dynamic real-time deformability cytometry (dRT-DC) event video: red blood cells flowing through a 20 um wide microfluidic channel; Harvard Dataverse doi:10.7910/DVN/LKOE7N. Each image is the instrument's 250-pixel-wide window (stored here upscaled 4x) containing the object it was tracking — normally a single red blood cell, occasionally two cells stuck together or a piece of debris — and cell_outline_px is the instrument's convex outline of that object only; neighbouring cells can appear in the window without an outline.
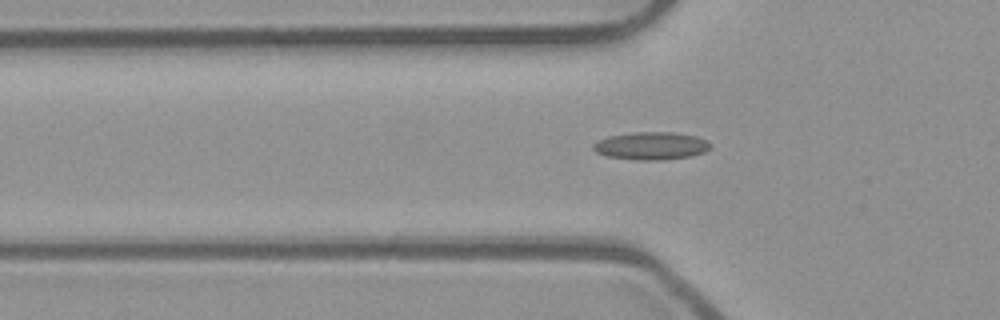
{"species": "common noctule bat (a hibernating species)", "species_latin": "Nyctalus noctula", "temperature_condition": "room temperature", "stored_images_in_passage": 31, "camera_frame_rate_fps": 3000, "um_per_image_px": 0.085, "animal": {"sex": "male", "body_mass_g": 23.1, "forearm_length_mm": 52.7}, "frame": {"image": 1, "passage_image": 2, "time_ms": 0.333, "image_size_px": [1000, 320], "cell_outline_px": [[712, 148], [704, 152], [692, 156], [664, 160], [636, 160], [604, 156], [596, 152], [592, 148], [592, 144], [608, 136], [636, 132], [672, 132], [696, 136], [708, 140], [712, 144]], "centroid_in_image_um": [55.38, 12.4], "position_along_channel_um": 70.4, "area_um2": 19.19}}
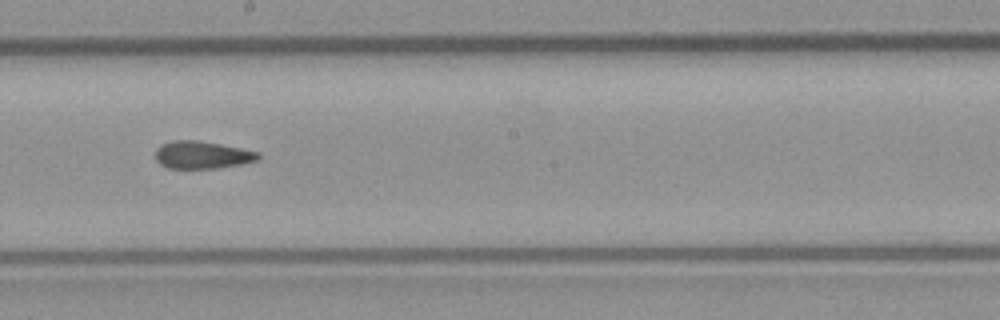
{"frame": {"image": 2, "passage_image": 14, "time_ms": 4.333, "image_size_px": [1000, 320], "cell_outline_px": [[260, 156], [256, 160], [240, 164], [216, 168], [168, 168], [160, 164], [156, 160], [156, 148], [160, 144], [172, 140], [196, 140], [220, 144], [260, 152]], "centroid_in_image_um": [17.14, 13.16], "position_along_channel_um": 231.1, "area_um2": 16.42}}
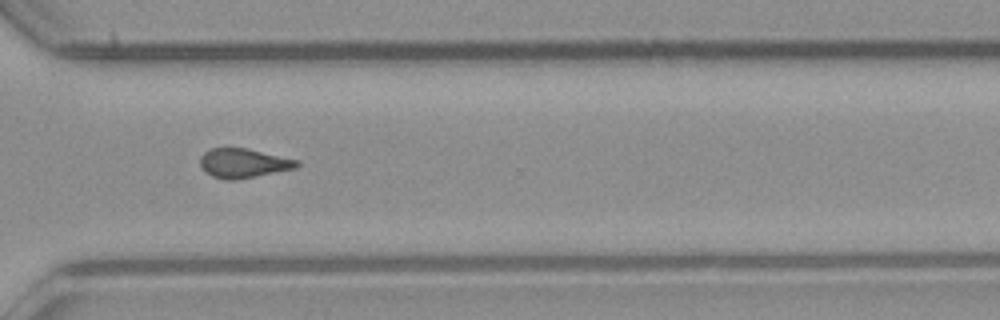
{"frame": {"image": 3, "passage_image": 23, "time_ms": 7.333, "image_size_px": [1000, 320], "cell_outline_px": [[300, 164], [296, 168], [236, 180], [224, 180], [212, 176], [204, 172], [200, 164], [200, 156], [204, 152], [212, 148], [248, 148], [300, 160]], "centroid_in_image_um": [20.69, 13.87], "position_along_channel_um": 349.9, "area_um2": 16.7}, "authors_computed_cell_mechanics": {"area_um2": 16.9932, "velocity_mm_per_s": 3.9749, "shape_relaxation_time_tau1_ms": null, "shape_relaxation_time_tau2_ms": 3.3235, "deformation_change_tau1": null, "deformation_change_tau2": 0.105}}